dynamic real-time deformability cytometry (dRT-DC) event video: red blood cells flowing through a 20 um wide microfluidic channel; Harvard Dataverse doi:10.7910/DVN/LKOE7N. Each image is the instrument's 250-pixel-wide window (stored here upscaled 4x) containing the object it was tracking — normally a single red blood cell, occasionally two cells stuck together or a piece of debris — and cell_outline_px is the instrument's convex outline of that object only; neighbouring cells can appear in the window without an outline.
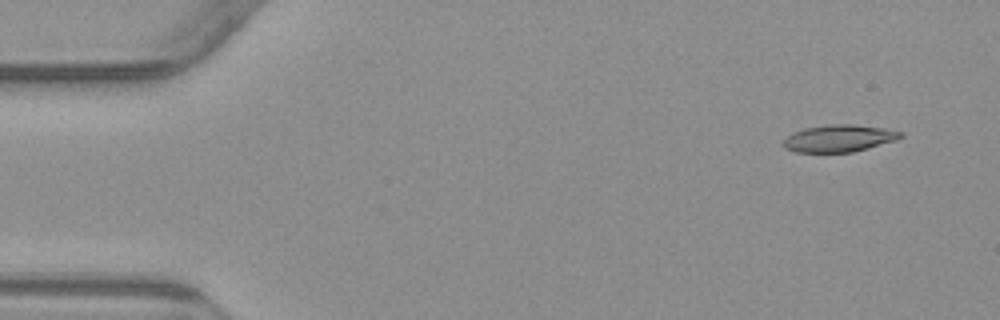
{"species": "common noctule bat (a hibernating species)", "species_latin": "Nyctalus noctula", "temperature_condition": "warm", "stored_images_in_passage": 4, "camera_frame_rate_fps": 3000, "um_per_image_px": 0.085, "animal": {"sex": "male", "body_mass_g": 23.1, "forearm_length_mm": 52.7}, "frame": {"image": 1, "passage_image": 1, "time_ms": 0.0, "image_size_px": [1000, 320], "cell_outline_px": [[904, 136], [896, 140], [868, 148], [852, 152], [796, 152], [784, 148], [784, 140], [792, 132], [804, 128], [828, 124], [856, 124], [884, 128], [904, 132]], "centroid_in_image_um": [71.34, 11.75], "position_along_channel_um": 13.7, "area_um2": 18.61}}
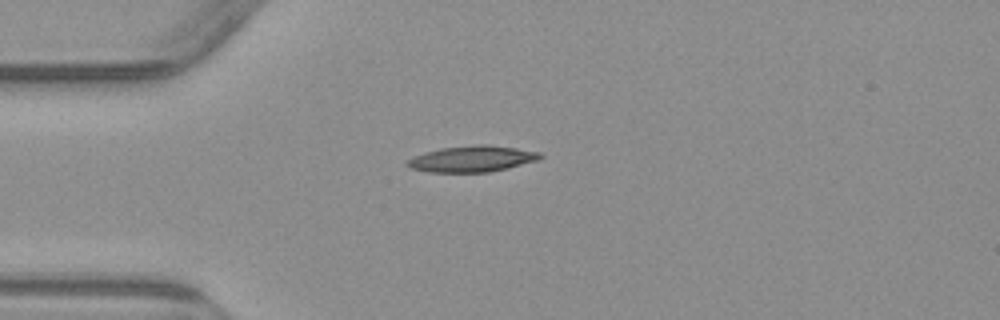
{"frame": {"image": 2, "passage_image": 4, "time_ms": 3.333, "image_size_px": [1000, 320], "cell_outline_px": [[544, 156], [540, 160], [508, 168], [488, 172], [432, 172], [412, 168], [404, 164], [412, 156], [424, 152], [440, 148], [476, 144], [488, 144], [516, 148], [540, 152]], "centroid_in_image_um": [40.15, 13.49], "position_along_channel_um": 44.8, "area_um2": 20.4}}